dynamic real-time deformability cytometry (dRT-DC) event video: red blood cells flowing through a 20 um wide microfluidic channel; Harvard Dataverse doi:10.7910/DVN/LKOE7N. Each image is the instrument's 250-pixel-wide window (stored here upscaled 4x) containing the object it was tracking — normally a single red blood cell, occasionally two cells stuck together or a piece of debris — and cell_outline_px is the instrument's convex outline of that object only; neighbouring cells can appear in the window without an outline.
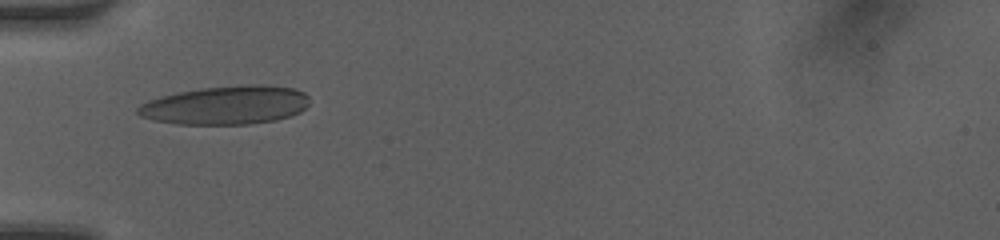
{"species": "human", "species_latin": "Homo sapiens", "temperature_condition": "room temperature", "stored_images_in_passage": 33, "camera_frame_rate_fps": 3000, "um_per_image_px": 0.085, "donor": {"sex": "female"}, "frame": {"image": 1, "passage_image": 1, "time_ms": 0.0, "image_size_px": [1000, 240], "cell_outline_px": [[308, 104], [300, 112], [276, 120], [248, 124], [176, 124], [152, 120], [140, 116], [136, 112], [136, 108], [140, 104], [148, 100], [160, 96], [176, 92], [200, 88], [248, 84], [264, 84], [296, 88], [304, 92], [308, 96]], "centroid_in_image_um": [19.17, 8.93], "position_along_channel_um": 65.8, "area_um2": 38.96}}
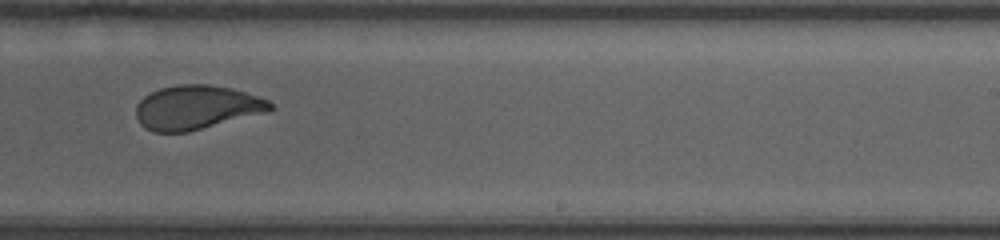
{"frame": {"image": 2, "passage_image": 16, "time_ms": 5.0, "image_size_px": [1000, 240], "cell_outline_px": [[276, 108], [268, 112], [188, 132], [152, 132], [144, 128], [140, 124], [136, 116], [136, 104], [144, 96], [160, 88], [180, 84], [208, 84], [232, 88], [268, 100]], "centroid_in_image_um": [16.7, 9.14], "position_along_channel_um": 272.3, "area_um2": 34.62}}
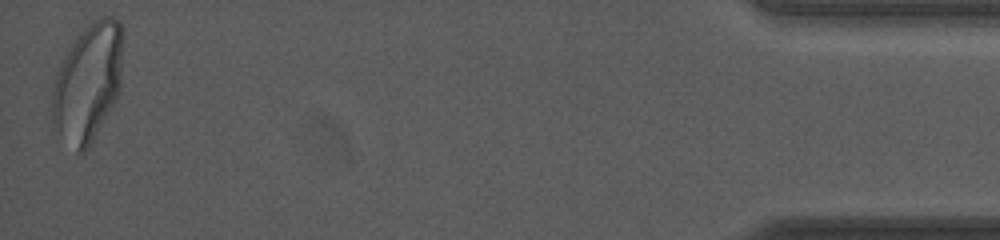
{"frame": {"image": 3, "passage_image": 33, "time_ms": 10.667, "image_size_px": [1000, 240], "cell_outline_px": [[124, 36], [120, 88], [112, 104], [88, 148], [84, 152], [76, 152], [52, 132], [52, 96], [56, 72], [72, 40], [92, 20], [100, 16], [112, 16], [120, 20], [124, 32]], "centroid_in_image_um": [7.45, 6.98], "position_along_channel_um": 427.7, "area_um2": 49.48}, "authors_computed_cell_mechanics": {"area_um2": 35.6048, "velocity_mm_per_s": 4.1807, "shape_relaxation_time_tau1_ms": 5.197, "shape_relaxation_time_tau2_ms": 0.8524, "deformation_change_tau1": 0.1941, "deformation_change_tau2": 0.0586}}